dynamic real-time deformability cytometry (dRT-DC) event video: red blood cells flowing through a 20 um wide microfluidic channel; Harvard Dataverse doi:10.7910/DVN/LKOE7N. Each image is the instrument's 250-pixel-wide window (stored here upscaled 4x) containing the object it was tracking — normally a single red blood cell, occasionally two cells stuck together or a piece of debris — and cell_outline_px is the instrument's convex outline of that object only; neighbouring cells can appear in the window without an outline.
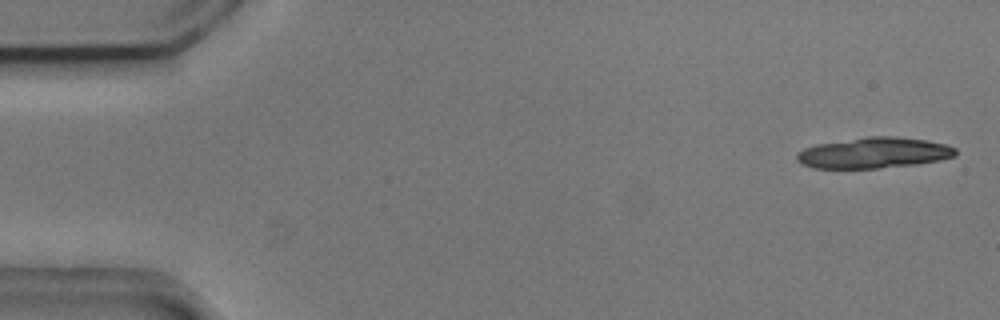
{"species": "common noctule bat (a hibernating species)", "species_latin": "Nyctalus noctula", "temperature_condition": "cold", "stored_images_in_passage": 6, "camera_frame_rate_fps": 3000, "um_per_image_px": 0.085, "animal": {"sex": "male", "body_mass_g": 20.5, "forearm_length_mm": 52.5}, "frame": {"image": 1, "passage_image": 1, "time_ms": 0.0, "image_size_px": [1000, 320], "cell_outline_px": [[956, 156], [940, 160], [916, 164], [880, 168], [812, 168], [800, 164], [796, 160], [796, 152], [804, 148], [816, 144], [868, 136], [892, 136], [928, 140], [944, 144], [956, 148]], "centroid_in_image_um": [74.25, 12.99], "position_along_channel_um": 10.8, "area_um2": 28.67}}